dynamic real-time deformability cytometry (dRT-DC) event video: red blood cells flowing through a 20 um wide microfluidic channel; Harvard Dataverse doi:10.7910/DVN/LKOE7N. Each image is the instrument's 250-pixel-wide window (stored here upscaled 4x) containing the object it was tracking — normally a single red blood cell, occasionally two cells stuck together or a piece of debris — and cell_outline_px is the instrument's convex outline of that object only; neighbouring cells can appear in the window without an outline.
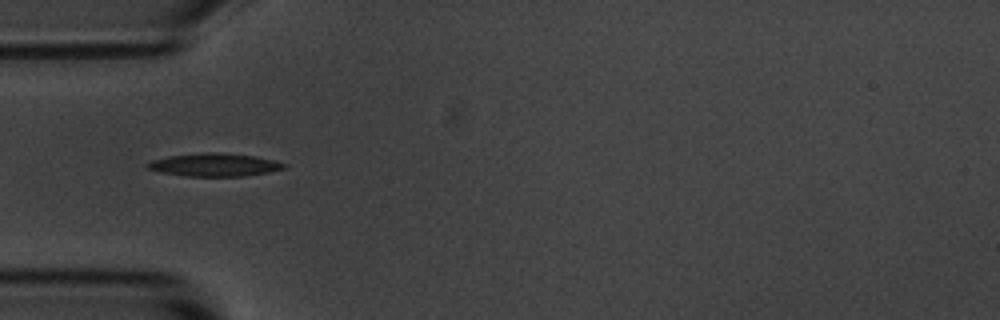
{"species": "common noctule bat (a hibernating species)", "species_latin": "Nyctalus noctula", "temperature_condition": "room temperature", "stored_images_in_passage": 40, "camera_frame_rate_fps": 3000, "um_per_image_px": 0.085, "animal": {"sex": "male", "body_mass_g": 20.1, "forearm_length_mm": 53.5}, "frame": {"image": 1, "passage_image": 1, "time_ms": 0.0, "image_size_px": [1000, 320], "cell_outline_px": [[288, 168], [268, 172], [244, 176], [188, 176], [160, 172], [148, 168], [144, 164], [152, 160], [168, 156], [204, 152], [220, 152], [256, 156], [288, 164]], "centroid_in_image_um": [18.25, 14.0], "position_along_channel_um": 66.7, "area_um2": 18.38}}
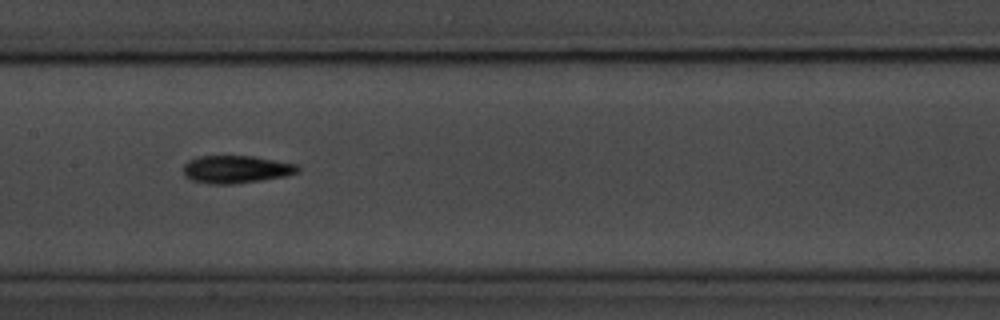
{"frame": {"image": 2, "passage_image": 11, "time_ms": 3.333, "image_size_px": [1000, 320], "cell_outline_px": [[300, 172], [284, 176], [260, 180], [232, 184], [212, 184], [192, 180], [184, 176], [184, 164], [188, 160], [196, 156], [252, 156], [296, 164], [300, 168]], "centroid_in_image_um": [20.04, 14.39], "position_along_channel_um": 187.4, "area_um2": 18.38}}
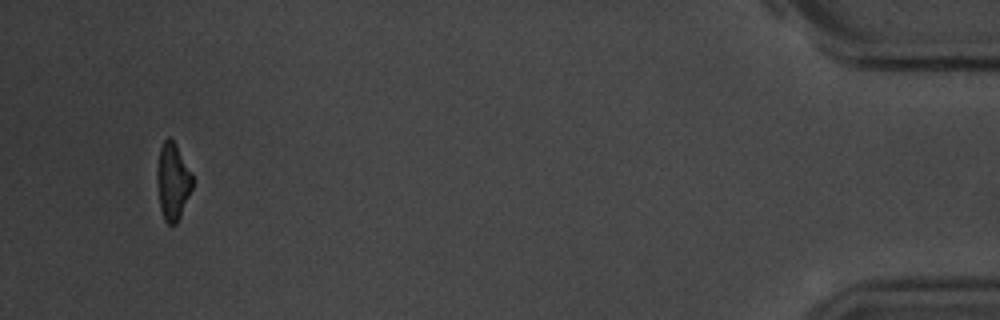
{"frame": {"image": 3, "passage_image": 37, "time_ms": 12.0, "image_size_px": [1000, 320], "cell_outline_px": [[192, 188], [180, 216], [176, 224], [168, 224], [164, 220], [160, 208], [156, 184], [156, 172], [160, 148], [164, 140], [168, 136], [176, 144], [192, 176]], "centroid_in_image_um": [14.65, 15.43], "position_along_channel_um": 420.6, "area_um2": 15.72}, "authors_computed_cell_mechanics": {"area_um2": 17.2822, "velocity_mm_per_s": 3.5924, "shape_relaxation_time_tau1_ms": 3.126, "shape_relaxation_time_tau2_ms": 3.397, "deformation_change_tau1": 0.1507, "deformation_change_tau2": 0.125}}